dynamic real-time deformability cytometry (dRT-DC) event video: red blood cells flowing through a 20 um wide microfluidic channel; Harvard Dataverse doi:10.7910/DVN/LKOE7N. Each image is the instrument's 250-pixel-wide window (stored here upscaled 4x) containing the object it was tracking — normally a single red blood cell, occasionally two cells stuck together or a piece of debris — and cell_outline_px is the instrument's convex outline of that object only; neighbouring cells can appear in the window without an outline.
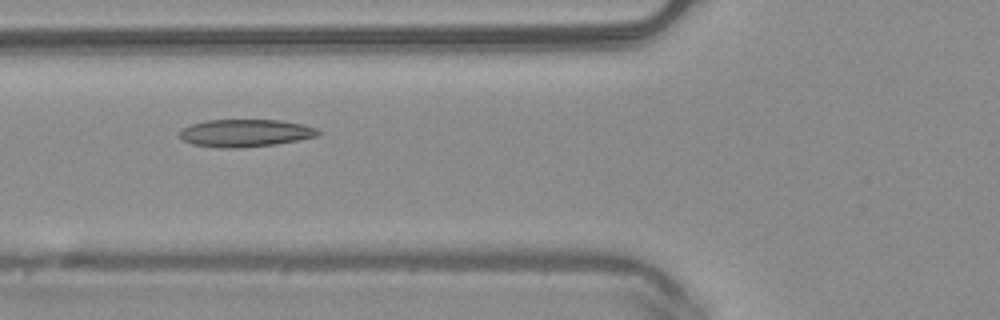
{"species": "common noctule bat (a hibernating species)", "species_latin": "Nyctalus noctula", "temperature_condition": "warm", "stored_images_in_passage": 50, "camera_frame_rate_fps": 3000, "um_per_image_px": 0.085, "animal": {"sex": "male", "body_mass_g": 20.4}, "frame": {"image": 1, "passage_image": 19, "time_ms": 6.0, "image_size_px": [1000, 320], "cell_outline_px": [[320, 136], [276, 144], [236, 148], [224, 148], [192, 144], [184, 140], [180, 136], [180, 128], [192, 124], [208, 120], [280, 120], [304, 124], [316, 128], [320, 132]], "centroid_in_image_um": [20.88, 11.3], "position_along_channel_um": 104.9, "area_um2": 22.2}}
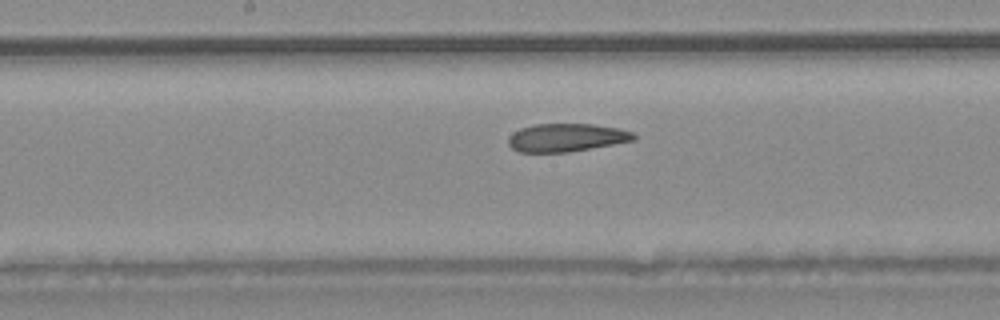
{"frame": {"image": 2, "passage_image": 26, "time_ms": 8.333, "image_size_px": [1000, 320], "cell_outline_px": [[636, 140], [568, 152], [520, 152], [512, 148], [508, 144], [508, 136], [512, 132], [520, 128], [532, 124], [592, 124], [620, 128], [632, 132], [636, 136]], "centroid_in_image_um": [48.12, 11.69], "position_along_channel_um": 200.1, "area_um2": 20.63}}
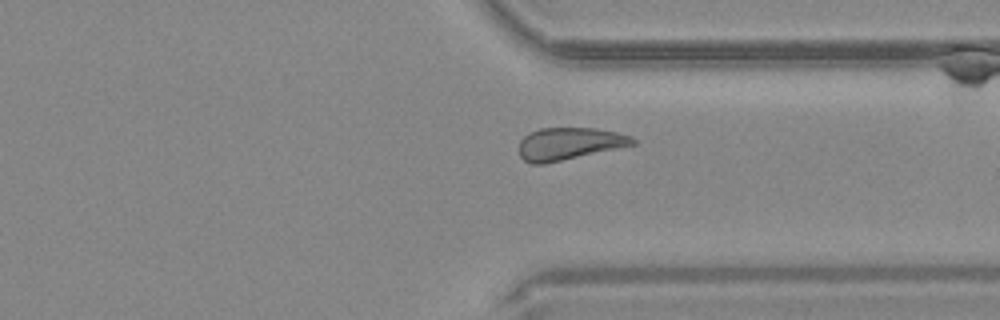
{"frame": {"image": 3, "passage_image": 38, "time_ms": 12.333, "image_size_px": [1000, 320], "cell_outline_px": [[636, 144], [544, 164], [532, 164], [524, 160], [520, 156], [520, 140], [528, 132], [540, 128], [596, 128], [616, 132], [632, 136], [636, 140]], "centroid_in_image_um": [48.37, 12.2], "position_along_channel_um": 363.0, "area_um2": 21.33}, "authors_computed_cell_mechanics": {"area_um2": 22.8021, "velocity_mm_per_s": 4.0714, "shape_relaxation_time_tau1_ms": null, "shape_relaxation_time_tau2_ms": 3.481, "deformation_change_tau1": null, "deformation_change_tau2": 0.1187}}